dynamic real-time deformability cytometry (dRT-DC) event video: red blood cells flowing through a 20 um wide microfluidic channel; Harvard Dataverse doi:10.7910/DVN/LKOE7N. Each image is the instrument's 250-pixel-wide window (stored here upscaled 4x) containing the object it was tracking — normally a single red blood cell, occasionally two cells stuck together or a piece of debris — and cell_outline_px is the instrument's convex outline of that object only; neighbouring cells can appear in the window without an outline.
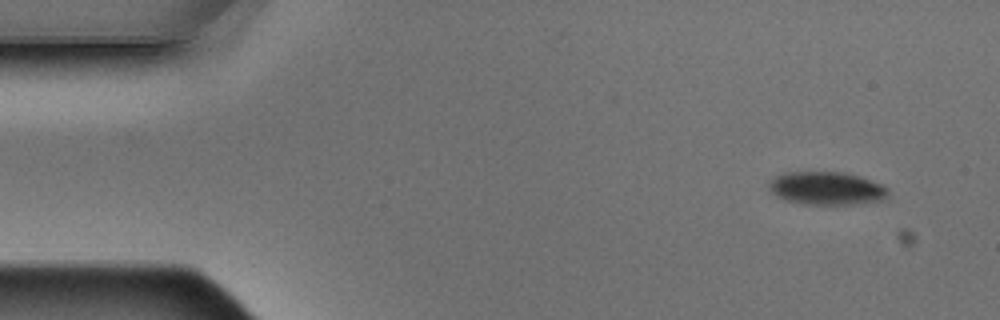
{"species": "Egyptian fruit bat (a non-hibernating species)", "species_latin": "Rousettus aegyptiacus", "temperature_condition": "warm", "stored_images_in_passage": 3, "camera_frame_rate_fps": 3000, "um_per_image_px": 0.085, "animal": {"sex": "male"}, "frame": {"image": 1, "passage_image": 1, "time_ms": 0.0, "image_size_px": [1000, 320], "cell_outline_px": [[888, 196], [880, 200], [852, 204], [804, 204], [784, 200], [776, 196], [768, 188], [768, 184], [776, 176], [784, 172], [844, 172], [860, 176], [880, 184], [888, 188]], "centroid_in_image_um": [70.23, 16.0], "position_along_channel_um": 14.8, "area_um2": 22.89}}
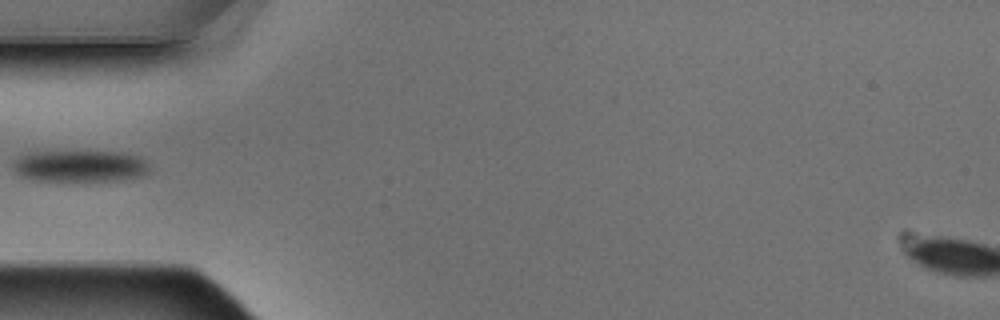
{"frame": {"image": 2, "passage_image": 3, "time_ms": 0.667, "image_size_px": [1000, 320], "cell_outline_px": [[148, 176], [124, 180], [36, 180], [20, 176], [12, 168], [12, 160], [28, 152], [120, 152], [136, 156], [144, 160], [148, 164]], "centroid_in_image_um": [6.8, 14.12], "position_along_channel_um": 78.2, "area_um2": 25.14}}